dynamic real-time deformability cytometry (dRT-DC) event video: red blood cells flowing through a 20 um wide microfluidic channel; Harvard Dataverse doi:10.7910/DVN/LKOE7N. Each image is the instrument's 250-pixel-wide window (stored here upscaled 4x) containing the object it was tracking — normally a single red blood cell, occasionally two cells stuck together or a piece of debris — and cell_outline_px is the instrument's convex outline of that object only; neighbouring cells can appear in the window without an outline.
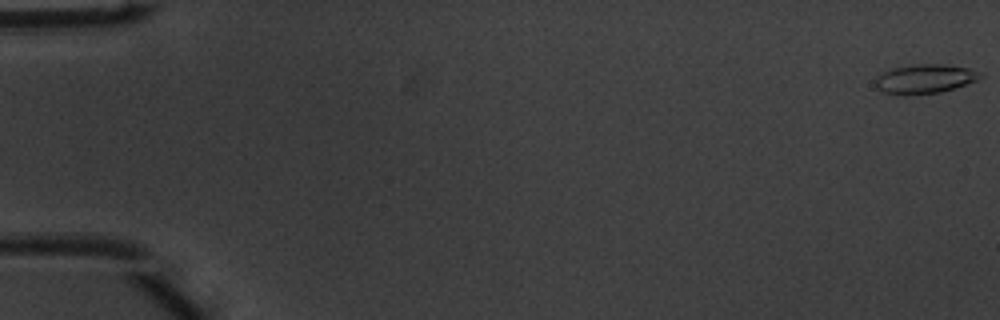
{"species": "common noctule bat (a hibernating species)", "species_latin": "Nyctalus noctula", "temperature_condition": "warm", "stored_images_in_passage": 48, "camera_frame_rate_fps": 3000, "um_per_image_px": 0.085, "animal": {"sex": "male", "body_mass_g": 20.1, "forearm_length_mm": 53.5}, "frame": {"image": 1, "passage_image": 1, "time_ms": 0.0, "image_size_px": [1000, 320], "cell_outline_px": [[984, 76], [968, 84], [940, 92], [904, 96], [884, 92], [876, 88], [872, 80], [880, 72], [892, 68], [912, 64], [944, 64], [968, 68], [980, 72]], "centroid_in_image_um": [78.54, 6.7], "position_along_channel_um": 6.5, "area_um2": 18.26}}
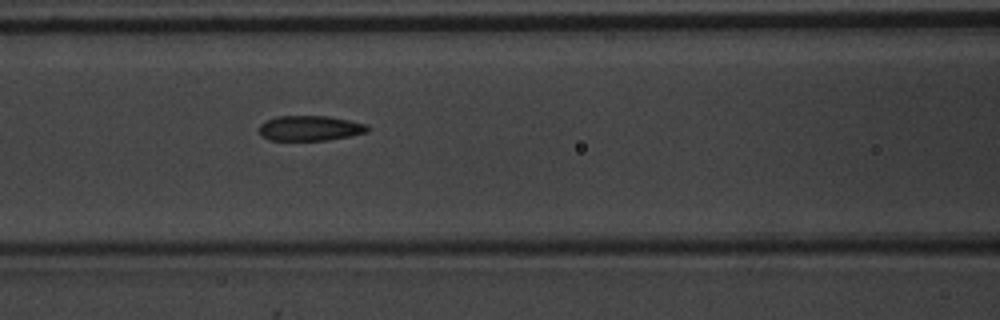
{"frame": {"image": 2, "passage_image": 23, "time_ms": 7.333, "image_size_px": [1000, 320], "cell_outline_px": [[368, 132], [328, 140], [268, 140], [260, 136], [260, 124], [276, 116], [328, 116], [368, 124]], "centroid_in_image_um": [26.34, 10.9], "position_along_channel_um": 140.3, "area_um2": 15.84}}
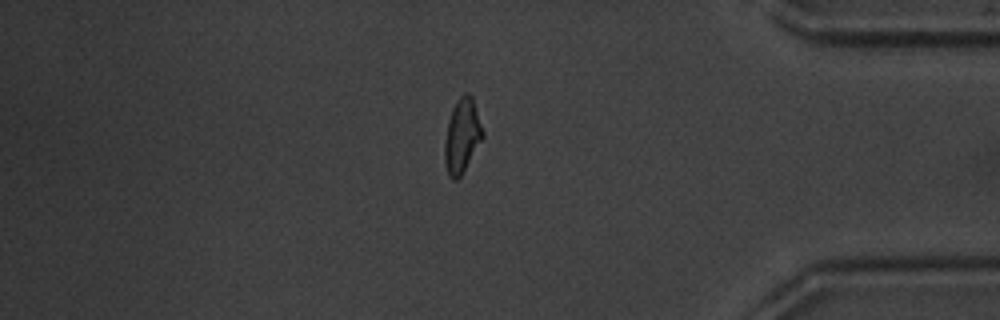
{"frame": {"image": 3, "passage_image": 44, "time_ms": 14.333, "image_size_px": [1000, 320], "cell_outline_px": [[484, 136], [460, 176], [456, 180], [452, 180], [448, 176], [444, 160], [444, 144], [448, 120], [452, 108], [456, 100], [464, 92], [468, 92], [472, 96], [484, 132]], "centroid_in_image_um": [39.26, 11.52], "position_along_channel_um": 395.9, "area_um2": 16.47}}